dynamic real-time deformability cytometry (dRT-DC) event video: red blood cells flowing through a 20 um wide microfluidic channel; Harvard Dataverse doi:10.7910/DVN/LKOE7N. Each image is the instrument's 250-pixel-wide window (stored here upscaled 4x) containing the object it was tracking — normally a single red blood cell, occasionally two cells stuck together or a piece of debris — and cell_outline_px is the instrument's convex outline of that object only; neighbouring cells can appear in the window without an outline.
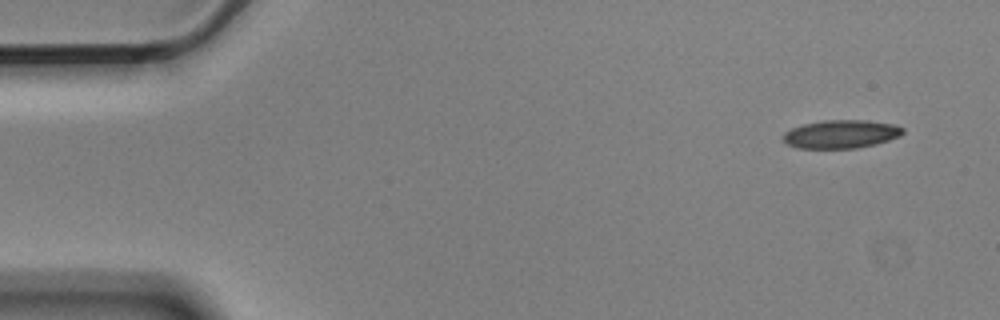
{"species": "Egyptian fruit bat (a non-hibernating species)", "species_latin": "Rousettus aegyptiacus", "temperature_condition": "cold", "stored_images_in_passage": 9, "camera_frame_rate_fps": 3000, "um_per_image_px": 0.085, "animal": {"sex": "male"}, "frame": {"image": 1, "passage_image": 1, "time_ms": 0.0, "image_size_px": [1000, 320], "cell_outline_px": [[904, 132], [900, 136], [888, 140], [856, 148], [796, 148], [788, 144], [784, 140], [784, 132], [792, 128], [804, 124], [824, 120], [864, 120], [892, 124], [904, 128]], "centroid_in_image_um": [71.48, 11.39], "position_along_channel_um": 13.5, "area_um2": 19.48}}
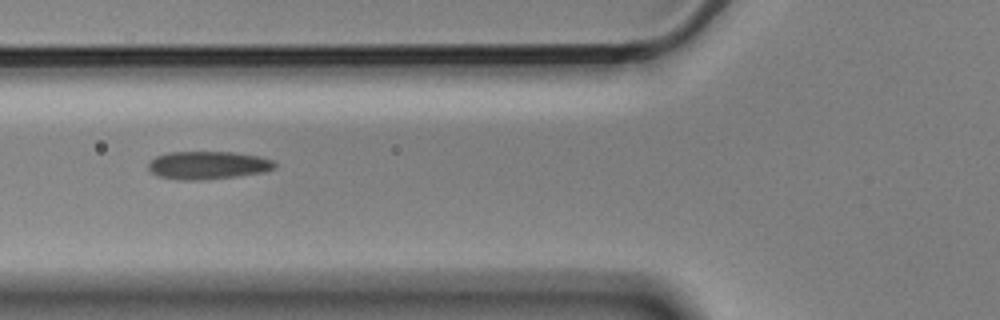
{"frame": {"image": 2, "passage_image": 6, "time_ms": 1.667, "image_size_px": [1000, 320], "cell_outline_px": [[276, 164], [272, 168], [260, 172], [236, 176], [200, 180], [180, 180], [160, 176], [152, 172], [148, 168], [148, 164], [156, 156], [168, 152], [232, 152], [260, 156], [272, 160]], "centroid_in_image_um": [17.64, 14.03], "position_along_channel_um": 108.2, "area_um2": 20.29}}
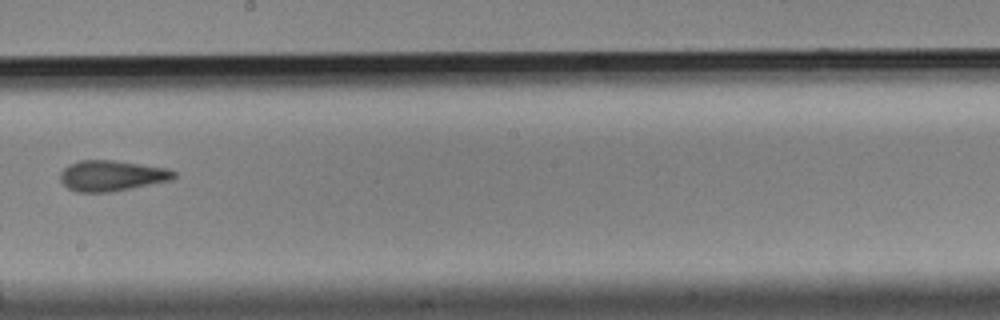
{"frame": {"image": 3, "passage_image": 9, "time_ms": 2.667, "image_size_px": [1000, 320], "cell_outline_px": [[176, 176], [172, 180], [108, 192], [76, 192], [68, 188], [60, 180], [60, 172], [68, 164], [80, 160], [112, 160], [168, 168], [176, 172]], "centroid_in_image_um": [9.48, 14.93], "position_along_channel_um": 238.7, "area_um2": 20.23}}